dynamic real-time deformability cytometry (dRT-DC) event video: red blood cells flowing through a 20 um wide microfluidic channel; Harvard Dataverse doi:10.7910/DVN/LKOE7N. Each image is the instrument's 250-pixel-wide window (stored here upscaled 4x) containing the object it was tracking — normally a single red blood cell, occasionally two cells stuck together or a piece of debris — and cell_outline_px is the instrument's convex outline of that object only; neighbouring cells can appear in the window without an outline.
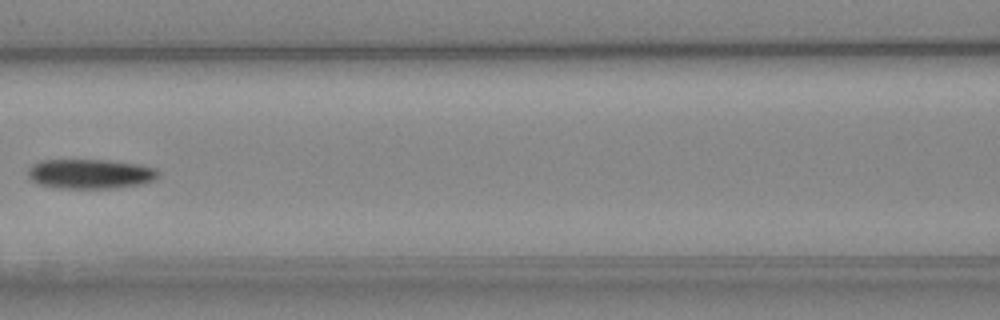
{"species": "Egyptian fruit bat (a non-hibernating species)", "species_latin": "Rousettus aegyptiacus", "temperature_condition": "cold", "stored_images_in_passage": 8, "camera_frame_rate_fps": 3000, "um_per_image_px": 0.085, "animal": {"sex": "female"}, "frame": {"image": 1, "passage_image": 6, "time_ms": 6.667, "image_size_px": [1000, 320], "cell_outline_px": [[160, 176], [156, 180], [144, 184], [120, 188], [60, 188], [36, 184], [28, 180], [28, 168], [32, 164], [40, 160], [108, 160], [140, 164], [156, 168], [160, 172]], "centroid_in_image_um": [7.7, 14.78], "position_along_channel_um": 158.9, "area_um2": 23.12}}
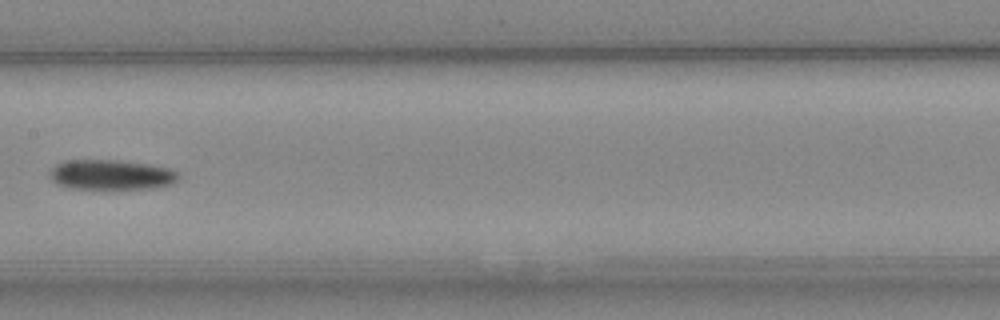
{"frame": {"image": 2, "passage_image": 7, "time_ms": 7.667, "image_size_px": [1000, 320], "cell_outline_px": [[180, 180], [172, 184], [156, 188], [72, 188], [60, 184], [52, 180], [48, 176], [48, 172], [56, 164], [64, 160], [120, 160], [148, 164], [168, 168], [180, 172]], "centroid_in_image_um": [9.49, 14.84], "position_along_channel_um": 197.9, "area_um2": 22.6}}
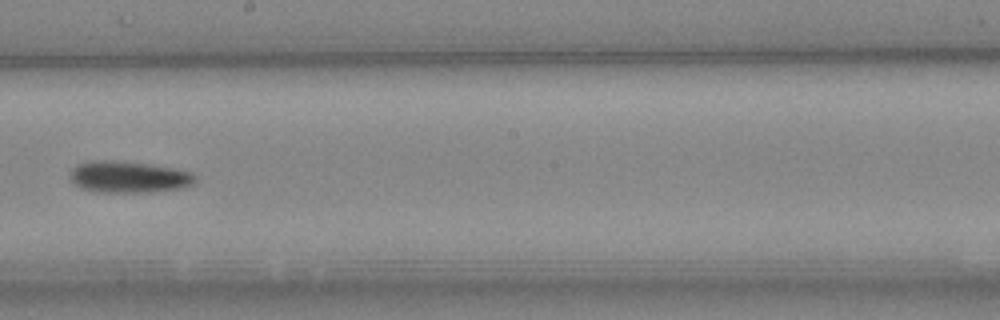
{"frame": {"image": 3, "passage_image": 8, "time_ms": 8.667, "image_size_px": [1000, 320], "cell_outline_px": [[196, 180], [192, 184], [180, 188], [152, 192], [96, 192], [84, 188], [76, 184], [72, 180], [72, 168], [76, 164], [88, 160], [112, 160], [148, 164], [172, 168], [192, 172], [196, 176]], "centroid_in_image_um": [10.95, 15.03], "position_along_channel_um": 237.3, "area_um2": 22.89}}